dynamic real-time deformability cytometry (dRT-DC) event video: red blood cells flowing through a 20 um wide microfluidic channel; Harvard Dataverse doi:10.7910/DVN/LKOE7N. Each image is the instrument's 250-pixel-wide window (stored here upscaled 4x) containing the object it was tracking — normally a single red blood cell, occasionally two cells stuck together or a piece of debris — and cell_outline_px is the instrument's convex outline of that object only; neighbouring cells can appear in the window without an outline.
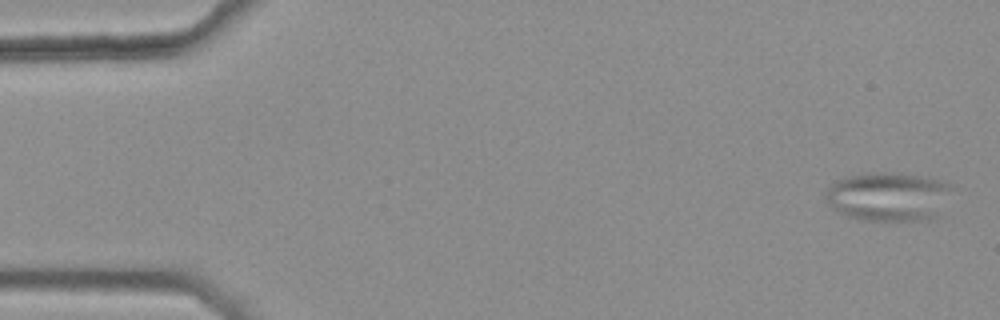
{"species": "common noctule bat (a hibernating species)", "species_latin": "Nyctalus noctula", "temperature_condition": "warm", "stored_images_in_passage": 46, "segment_of_instrument_passage": [1, 2], "camera_frame_rate_fps": 3000, "um_per_image_px": 0.085, "animal": {"sex": "female", "body_mass_g": 25.1}, "frame": {"image": 1, "passage_image": 2, "time_ms": 0.333, "image_size_px": [1000, 320], "cell_outline_px": [[952, 188], [940, 216], [928, 220], [860, 220], [848, 216], [832, 208], [824, 200], [824, 192], [836, 180], [860, 172], [896, 172], [920, 176], [940, 180], [952, 184]], "centroid_in_image_um": [75.51, 16.7], "position_along_channel_um": 9.5, "area_um2": 36.65}}